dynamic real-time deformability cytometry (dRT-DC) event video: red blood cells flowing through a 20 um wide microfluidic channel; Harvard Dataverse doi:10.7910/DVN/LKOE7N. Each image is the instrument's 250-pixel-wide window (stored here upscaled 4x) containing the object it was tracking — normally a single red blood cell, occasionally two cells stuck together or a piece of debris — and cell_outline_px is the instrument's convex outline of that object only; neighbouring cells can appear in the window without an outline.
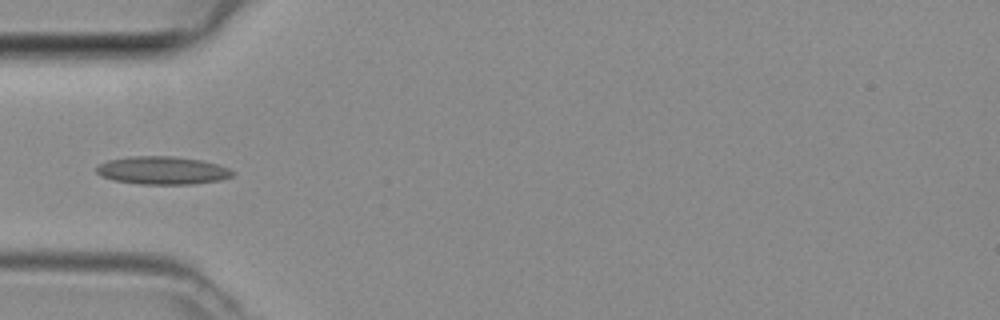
{"species": "common noctule bat (a hibernating species)", "species_latin": "Nyctalus noctula", "temperature_condition": "room temperature", "stored_images_in_passage": 5, "camera_frame_rate_fps": 3000, "um_per_image_px": 0.085, "animal": {"sex": "female", "body_mass_g": 29.2, "forearm_length_mm": 56.3}, "frame": {"image": 1, "passage_image": 4, "time_ms": 1.0, "image_size_px": [1000, 320], "cell_outline_px": [[236, 172], [232, 176], [220, 180], [192, 184], [140, 184], [112, 180], [100, 176], [96, 172], [96, 168], [100, 164], [108, 160], [128, 156], [172, 156], [200, 160], [216, 164], [228, 168]], "centroid_in_image_um": [13.78, 14.49], "position_along_channel_um": 71.2, "area_um2": 22.2}}
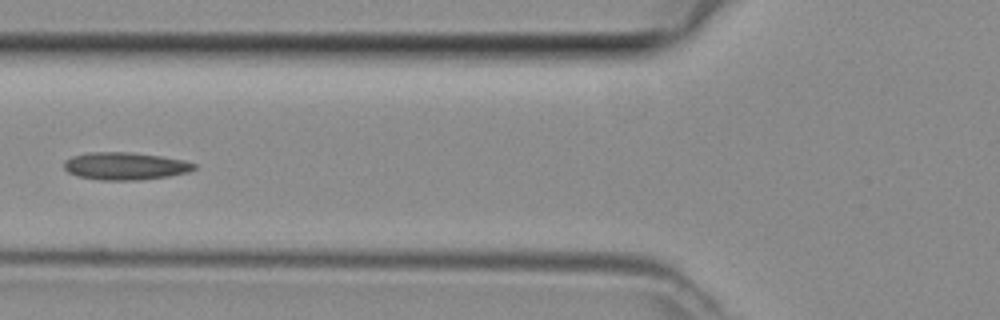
{"frame": {"image": 2, "passage_image": 5, "time_ms": 1.333, "image_size_px": [1000, 320], "cell_outline_px": [[196, 168], [188, 172], [168, 176], [140, 180], [100, 180], [80, 176], [68, 172], [64, 168], [64, 160], [72, 156], [88, 152], [132, 152], [160, 156], [184, 160], [196, 164]], "centroid_in_image_um": [10.64, 14.11], "position_along_channel_um": 115.2, "area_um2": 20.87}}